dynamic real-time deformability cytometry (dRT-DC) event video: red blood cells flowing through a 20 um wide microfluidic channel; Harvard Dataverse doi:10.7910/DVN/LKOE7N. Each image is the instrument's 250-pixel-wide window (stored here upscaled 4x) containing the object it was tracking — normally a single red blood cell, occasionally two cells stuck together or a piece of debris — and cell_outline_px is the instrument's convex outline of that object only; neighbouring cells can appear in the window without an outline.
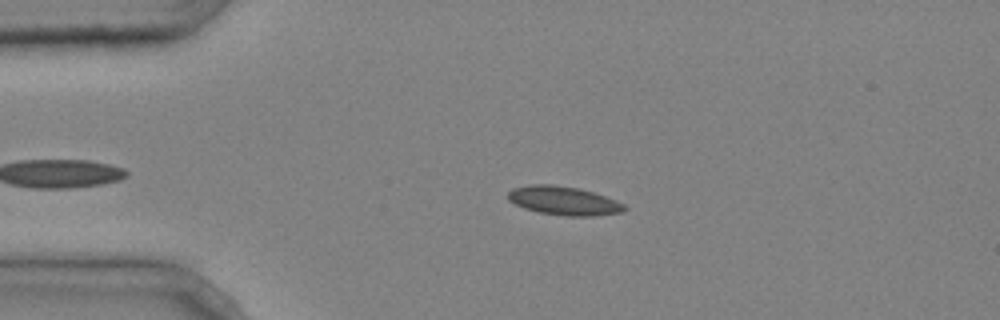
{"species": "common noctule bat (a hibernating species)", "species_latin": "Nyctalus noctula", "temperature_condition": "cold", "stored_images_in_passage": 3, "camera_frame_rate_fps": 3000, "um_per_image_px": 0.085, "animal": {"sex": "male", "body_mass_g": 20.4}, "frame": {"image": 1, "passage_image": 1, "time_ms": 0.0, "image_size_px": [1000, 320], "cell_outline_px": [[628, 208], [624, 212], [592, 216], [564, 216], [540, 212], [524, 208], [508, 200], [508, 192], [512, 188], [532, 184], [552, 184], [580, 188], [616, 200], [624, 204]], "centroid_in_image_um": [47.93, 17.06], "position_along_channel_um": 37.1, "area_um2": 19.54}}